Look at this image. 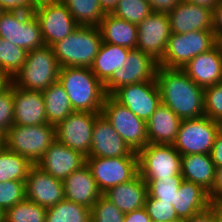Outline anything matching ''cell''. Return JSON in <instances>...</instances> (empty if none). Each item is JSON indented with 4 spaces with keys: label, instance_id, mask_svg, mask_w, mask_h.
<instances>
[{
    "label": "cell",
    "instance_id": "cell-17",
    "mask_svg": "<svg viewBox=\"0 0 222 222\" xmlns=\"http://www.w3.org/2000/svg\"><path fill=\"white\" fill-rule=\"evenodd\" d=\"M25 196L39 206L45 208L55 206L65 199L63 181L54 178L34 164L25 180Z\"/></svg>",
    "mask_w": 222,
    "mask_h": 222
},
{
    "label": "cell",
    "instance_id": "cell-28",
    "mask_svg": "<svg viewBox=\"0 0 222 222\" xmlns=\"http://www.w3.org/2000/svg\"><path fill=\"white\" fill-rule=\"evenodd\" d=\"M181 165V175L185 181L198 184L208 192L212 189L216 166L210 154L182 155Z\"/></svg>",
    "mask_w": 222,
    "mask_h": 222
},
{
    "label": "cell",
    "instance_id": "cell-3",
    "mask_svg": "<svg viewBox=\"0 0 222 222\" xmlns=\"http://www.w3.org/2000/svg\"><path fill=\"white\" fill-rule=\"evenodd\" d=\"M101 43L102 36L98 26L79 25L70 35L52 47L60 68H90Z\"/></svg>",
    "mask_w": 222,
    "mask_h": 222
},
{
    "label": "cell",
    "instance_id": "cell-9",
    "mask_svg": "<svg viewBox=\"0 0 222 222\" xmlns=\"http://www.w3.org/2000/svg\"><path fill=\"white\" fill-rule=\"evenodd\" d=\"M130 149L138 153L148 144L146 122L107 95L101 112Z\"/></svg>",
    "mask_w": 222,
    "mask_h": 222
},
{
    "label": "cell",
    "instance_id": "cell-13",
    "mask_svg": "<svg viewBox=\"0 0 222 222\" xmlns=\"http://www.w3.org/2000/svg\"><path fill=\"white\" fill-rule=\"evenodd\" d=\"M111 96L145 122L161 104L156 78L152 81L121 86Z\"/></svg>",
    "mask_w": 222,
    "mask_h": 222
},
{
    "label": "cell",
    "instance_id": "cell-36",
    "mask_svg": "<svg viewBox=\"0 0 222 222\" xmlns=\"http://www.w3.org/2000/svg\"><path fill=\"white\" fill-rule=\"evenodd\" d=\"M152 12L153 10L147 0H119L111 13L138 25Z\"/></svg>",
    "mask_w": 222,
    "mask_h": 222
},
{
    "label": "cell",
    "instance_id": "cell-7",
    "mask_svg": "<svg viewBox=\"0 0 222 222\" xmlns=\"http://www.w3.org/2000/svg\"><path fill=\"white\" fill-rule=\"evenodd\" d=\"M0 37L27 52L45 46L33 12L5 10L0 16Z\"/></svg>",
    "mask_w": 222,
    "mask_h": 222
},
{
    "label": "cell",
    "instance_id": "cell-18",
    "mask_svg": "<svg viewBox=\"0 0 222 222\" xmlns=\"http://www.w3.org/2000/svg\"><path fill=\"white\" fill-rule=\"evenodd\" d=\"M120 156H138V154L130 149L111 123L102 113H99L93 125L88 157L114 158Z\"/></svg>",
    "mask_w": 222,
    "mask_h": 222
},
{
    "label": "cell",
    "instance_id": "cell-37",
    "mask_svg": "<svg viewBox=\"0 0 222 222\" xmlns=\"http://www.w3.org/2000/svg\"><path fill=\"white\" fill-rule=\"evenodd\" d=\"M183 180L182 175L173 176V178L144 179L149 197L171 203Z\"/></svg>",
    "mask_w": 222,
    "mask_h": 222
},
{
    "label": "cell",
    "instance_id": "cell-47",
    "mask_svg": "<svg viewBox=\"0 0 222 222\" xmlns=\"http://www.w3.org/2000/svg\"><path fill=\"white\" fill-rule=\"evenodd\" d=\"M124 222H151V219L146 209L141 208L125 214Z\"/></svg>",
    "mask_w": 222,
    "mask_h": 222
},
{
    "label": "cell",
    "instance_id": "cell-30",
    "mask_svg": "<svg viewBox=\"0 0 222 222\" xmlns=\"http://www.w3.org/2000/svg\"><path fill=\"white\" fill-rule=\"evenodd\" d=\"M42 94L49 124L57 126L74 112L64 87L58 81L43 90Z\"/></svg>",
    "mask_w": 222,
    "mask_h": 222
},
{
    "label": "cell",
    "instance_id": "cell-22",
    "mask_svg": "<svg viewBox=\"0 0 222 222\" xmlns=\"http://www.w3.org/2000/svg\"><path fill=\"white\" fill-rule=\"evenodd\" d=\"M63 185L65 200L75 202L90 209L103 195L99 191L91 170L87 165H84L79 170L73 171L63 181Z\"/></svg>",
    "mask_w": 222,
    "mask_h": 222
},
{
    "label": "cell",
    "instance_id": "cell-12",
    "mask_svg": "<svg viewBox=\"0 0 222 222\" xmlns=\"http://www.w3.org/2000/svg\"><path fill=\"white\" fill-rule=\"evenodd\" d=\"M33 13L40 24L46 46L52 47L79 26L62 0L38 4Z\"/></svg>",
    "mask_w": 222,
    "mask_h": 222
},
{
    "label": "cell",
    "instance_id": "cell-32",
    "mask_svg": "<svg viewBox=\"0 0 222 222\" xmlns=\"http://www.w3.org/2000/svg\"><path fill=\"white\" fill-rule=\"evenodd\" d=\"M78 25L98 26L105 15L98 0H62Z\"/></svg>",
    "mask_w": 222,
    "mask_h": 222
},
{
    "label": "cell",
    "instance_id": "cell-41",
    "mask_svg": "<svg viewBox=\"0 0 222 222\" xmlns=\"http://www.w3.org/2000/svg\"><path fill=\"white\" fill-rule=\"evenodd\" d=\"M26 198L25 181L0 182V208L4 211Z\"/></svg>",
    "mask_w": 222,
    "mask_h": 222
},
{
    "label": "cell",
    "instance_id": "cell-42",
    "mask_svg": "<svg viewBox=\"0 0 222 222\" xmlns=\"http://www.w3.org/2000/svg\"><path fill=\"white\" fill-rule=\"evenodd\" d=\"M205 116L222 121V82L204 88Z\"/></svg>",
    "mask_w": 222,
    "mask_h": 222
},
{
    "label": "cell",
    "instance_id": "cell-33",
    "mask_svg": "<svg viewBox=\"0 0 222 222\" xmlns=\"http://www.w3.org/2000/svg\"><path fill=\"white\" fill-rule=\"evenodd\" d=\"M45 222H91V209L64 199L47 208Z\"/></svg>",
    "mask_w": 222,
    "mask_h": 222
},
{
    "label": "cell",
    "instance_id": "cell-20",
    "mask_svg": "<svg viewBox=\"0 0 222 222\" xmlns=\"http://www.w3.org/2000/svg\"><path fill=\"white\" fill-rule=\"evenodd\" d=\"M167 15L171 33L185 34L193 31H212L213 28V12L187 1H181Z\"/></svg>",
    "mask_w": 222,
    "mask_h": 222
},
{
    "label": "cell",
    "instance_id": "cell-50",
    "mask_svg": "<svg viewBox=\"0 0 222 222\" xmlns=\"http://www.w3.org/2000/svg\"><path fill=\"white\" fill-rule=\"evenodd\" d=\"M182 1L194 3L195 5L205 7L213 12L215 7L220 3L221 0H182Z\"/></svg>",
    "mask_w": 222,
    "mask_h": 222
},
{
    "label": "cell",
    "instance_id": "cell-45",
    "mask_svg": "<svg viewBox=\"0 0 222 222\" xmlns=\"http://www.w3.org/2000/svg\"><path fill=\"white\" fill-rule=\"evenodd\" d=\"M153 12L168 13L172 11L182 0H147Z\"/></svg>",
    "mask_w": 222,
    "mask_h": 222
},
{
    "label": "cell",
    "instance_id": "cell-38",
    "mask_svg": "<svg viewBox=\"0 0 222 222\" xmlns=\"http://www.w3.org/2000/svg\"><path fill=\"white\" fill-rule=\"evenodd\" d=\"M144 208L151 221L154 222H182L171 202L162 201L147 195Z\"/></svg>",
    "mask_w": 222,
    "mask_h": 222
},
{
    "label": "cell",
    "instance_id": "cell-15",
    "mask_svg": "<svg viewBox=\"0 0 222 222\" xmlns=\"http://www.w3.org/2000/svg\"><path fill=\"white\" fill-rule=\"evenodd\" d=\"M99 113L74 111L56 126V139L63 145L88 157L93 125Z\"/></svg>",
    "mask_w": 222,
    "mask_h": 222
},
{
    "label": "cell",
    "instance_id": "cell-21",
    "mask_svg": "<svg viewBox=\"0 0 222 222\" xmlns=\"http://www.w3.org/2000/svg\"><path fill=\"white\" fill-rule=\"evenodd\" d=\"M13 102V124L34 126L48 123L41 91L25 90L14 85Z\"/></svg>",
    "mask_w": 222,
    "mask_h": 222
},
{
    "label": "cell",
    "instance_id": "cell-4",
    "mask_svg": "<svg viewBox=\"0 0 222 222\" xmlns=\"http://www.w3.org/2000/svg\"><path fill=\"white\" fill-rule=\"evenodd\" d=\"M59 70L53 47L45 45L27 52L25 63L11 82L25 90L42 92L58 81Z\"/></svg>",
    "mask_w": 222,
    "mask_h": 222
},
{
    "label": "cell",
    "instance_id": "cell-51",
    "mask_svg": "<svg viewBox=\"0 0 222 222\" xmlns=\"http://www.w3.org/2000/svg\"><path fill=\"white\" fill-rule=\"evenodd\" d=\"M105 13H111L119 0H98Z\"/></svg>",
    "mask_w": 222,
    "mask_h": 222
},
{
    "label": "cell",
    "instance_id": "cell-10",
    "mask_svg": "<svg viewBox=\"0 0 222 222\" xmlns=\"http://www.w3.org/2000/svg\"><path fill=\"white\" fill-rule=\"evenodd\" d=\"M139 175L143 179L181 175V154L174 145L148 143L138 153Z\"/></svg>",
    "mask_w": 222,
    "mask_h": 222
},
{
    "label": "cell",
    "instance_id": "cell-54",
    "mask_svg": "<svg viewBox=\"0 0 222 222\" xmlns=\"http://www.w3.org/2000/svg\"><path fill=\"white\" fill-rule=\"evenodd\" d=\"M10 80L0 73V92L9 84Z\"/></svg>",
    "mask_w": 222,
    "mask_h": 222
},
{
    "label": "cell",
    "instance_id": "cell-14",
    "mask_svg": "<svg viewBox=\"0 0 222 222\" xmlns=\"http://www.w3.org/2000/svg\"><path fill=\"white\" fill-rule=\"evenodd\" d=\"M158 62L139 49H131L126 62L117 69L104 84L107 95H112L118 88L139 82L152 81L156 78Z\"/></svg>",
    "mask_w": 222,
    "mask_h": 222
},
{
    "label": "cell",
    "instance_id": "cell-34",
    "mask_svg": "<svg viewBox=\"0 0 222 222\" xmlns=\"http://www.w3.org/2000/svg\"><path fill=\"white\" fill-rule=\"evenodd\" d=\"M27 51L0 37V73L10 81L25 63Z\"/></svg>",
    "mask_w": 222,
    "mask_h": 222
},
{
    "label": "cell",
    "instance_id": "cell-27",
    "mask_svg": "<svg viewBox=\"0 0 222 222\" xmlns=\"http://www.w3.org/2000/svg\"><path fill=\"white\" fill-rule=\"evenodd\" d=\"M98 27L102 42L136 49L138 39V26L136 24L116 17L112 13H105Z\"/></svg>",
    "mask_w": 222,
    "mask_h": 222
},
{
    "label": "cell",
    "instance_id": "cell-40",
    "mask_svg": "<svg viewBox=\"0 0 222 222\" xmlns=\"http://www.w3.org/2000/svg\"><path fill=\"white\" fill-rule=\"evenodd\" d=\"M14 84H9L0 92V136L5 137L14 121Z\"/></svg>",
    "mask_w": 222,
    "mask_h": 222
},
{
    "label": "cell",
    "instance_id": "cell-19",
    "mask_svg": "<svg viewBox=\"0 0 222 222\" xmlns=\"http://www.w3.org/2000/svg\"><path fill=\"white\" fill-rule=\"evenodd\" d=\"M36 165L54 178L64 181L73 171L86 165V156L55 139Z\"/></svg>",
    "mask_w": 222,
    "mask_h": 222
},
{
    "label": "cell",
    "instance_id": "cell-1",
    "mask_svg": "<svg viewBox=\"0 0 222 222\" xmlns=\"http://www.w3.org/2000/svg\"><path fill=\"white\" fill-rule=\"evenodd\" d=\"M156 81L161 103L168 106L181 120L205 116L204 88L195 84L182 69L158 65Z\"/></svg>",
    "mask_w": 222,
    "mask_h": 222
},
{
    "label": "cell",
    "instance_id": "cell-8",
    "mask_svg": "<svg viewBox=\"0 0 222 222\" xmlns=\"http://www.w3.org/2000/svg\"><path fill=\"white\" fill-rule=\"evenodd\" d=\"M220 129V122L207 116L181 120L173 145L181 155L211 154Z\"/></svg>",
    "mask_w": 222,
    "mask_h": 222
},
{
    "label": "cell",
    "instance_id": "cell-57",
    "mask_svg": "<svg viewBox=\"0 0 222 222\" xmlns=\"http://www.w3.org/2000/svg\"><path fill=\"white\" fill-rule=\"evenodd\" d=\"M5 10L1 7V4H0V16L1 14L4 12Z\"/></svg>",
    "mask_w": 222,
    "mask_h": 222
},
{
    "label": "cell",
    "instance_id": "cell-39",
    "mask_svg": "<svg viewBox=\"0 0 222 222\" xmlns=\"http://www.w3.org/2000/svg\"><path fill=\"white\" fill-rule=\"evenodd\" d=\"M125 214L102 195L91 208V222H124Z\"/></svg>",
    "mask_w": 222,
    "mask_h": 222
},
{
    "label": "cell",
    "instance_id": "cell-49",
    "mask_svg": "<svg viewBox=\"0 0 222 222\" xmlns=\"http://www.w3.org/2000/svg\"><path fill=\"white\" fill-rule=\"evenodd\" d=\"M212 31H222V0L213 11Z\"/></svg>",
    "mask_w": 222,
    "mask_h": 222
},
{
    "label": "cell",
    "instance_id": "cell-2",
    "mask_svg": "<svg viewBox=\"0 0 222 222\" xmlns=\"http://www.w3.org/2000/svg\"><path fill=\"white\" fill-rule=\"evenodd\" d=\"M58 82L64 87L74 111L102 112L107 94L91 68L62 67Z\"/></svg>",
    "mask_w": 222,
    "mask_h": 222
},
{
    "label": "cell",
    "instance_id": "cell-56",
    "mask_svg": "<svg viewBox=\"0 0 222 222\" xmlns=\"http://www.w3.org/2000/svg\"><path fill=\"white\" fill-rule=\"evenodd\" d=\"M5 211L0 208V222H4Z\"/></svg>",
    "mask_w": 222,
    "mask_h": 222
},
{
    "label": "cell",
    "instance_id": "cell-24",
    "mask_svg": "<svg viewBox=\"0 0 222 222\" xmlns=\"http://www.w3.org/2000/svg\"><path fill=\"white\" fill-rule=\"evenodd\" d=\"M181 119L166 105L161 103L146 121L148 143L173 145Z\"/></svg>",
    "mask_w": 222,
    "mask_h": 222
},
{
    "label": "cell",
    "instance_id": "cell-6",
    "mask_svg": "<svg viewBox=\"0 0 222 222\" xmlns=\"http://www.w3.org/2000/svg\"><path fill=\"white\" fill-rule=\"evenodd\" d=\"M215 47L213 31H193L185 34L171 33L163 59L158 65L182 69L195 56Z\"/></svg>",
    "mask_w": 222,
    "mask_h": 222
},
{
    "label": "cell",
    "instance_id": "cell-58",
    "mask_svg": "<svg viewBox=\"0 0 222 222\" xmlns=\"http://www.w3.org/2000/svg\"><path fill=\"white\" fill-rule=\"evenodd\" d=\"M3 145V138L0 136V147Z\"/></svg>",
    "mask_w": 222,
    "mask_h": 222
},
{
    "label": "cell",
    "instance_id": "cell-52",
    "mask_svg": "<svg viewBox=\"0 0 222 222\" xmlns=\"http://www.w3.org/2000/svg\"><path fill=\"white\" fill-rule=\"evenodd\" d=\"M210 208L214 212V216L217 222H222V202H215L210 204Z\"/></svg>",
    "mask_w": 222,
    "mask_h": 222
},
{
    "label": "cell",
    "instance_id": "cell-31",
    "mask_svg": "<svg viewBox=\"0 0 222 222\" xmlns=\"http://www.w3.org/2000/svg\"><path fill=\"white\" fill-rule=\"evenodd\" d=\"M33 165L28 158L0 147V182L25 181Z\"/></svg>",
    "mask_w": 222,
    "mask_h": 222
},
{
    "label": "cell",
    "instance_id": "cell-35",
    "mask_svg": "<svg viewBox=\"0 0 222 222\" xmlns=\"http://www.w3.org/2000/svg\"><path fill=\"white\" fill-rule=\"evenodd\" d=\"M47 208L25 198L5 211V222H45Z\"/></svg>",
    "mask_w": 222,
    "mask_h": 222
},
{
    "label": "cell",
    "instance_id": "cell-26",
    "mask_svg": "<svg viewBox=\"0 0 222 222\" xmlns=\"http://www.w3.org/2000/svg\"><path fill=\"white\" fill-rule=\"evenodd\" d=\"M172 204L176 210L177 217L183 221L205 211L210 207L211 202L208 191L202 186L183 180L179 190L176 191V197Z\"/></svg>",
    "mask_w": 222,
    "mask_h": 222
},
{
    "label": "cell",
    "instance_id": "cell-48",
    "mask_svg": "<svg viewBox=\"0 0 222 222\" xmlns=\"http://www.w3.org/2000/svg\"><path fill=\"white\" fill-rule=\"evenodd\" d=\"M182 222H217L213 210L209 207L205 211L193 215Z\"/></svg>",
    "mask_w": 222,
    "mask_h": 222
},
{
    "label": "cell",
    "instance_id": "cell-23",
    "mask_svg": "<svg viewBox=\"0 0 222 222\" xmlns=\"http://www.w3.org/2000/svg\"><path fill=\"white\" fill-rule=\"evenodd\" d=\"M182 70L197 85L205 88L222 82V55L214 47L189 61Z\"/></svg>",
    "mask_w": 222,
    "mask_h": 222
},
{
    "label": "cell",
    "instance_id": "cell-5",
    "mask_svg": "<svg viewBox=\"0 0 222 222\" xmlns=\"http://www.w3.org/2000/svg\"><path fill=\"white\" fill-rule=\"evenodd\" d=\"M55 139L56 126L49 123L34 126L13 124L3 138V145L36 164Z\"/></svg>",
    "mask_w": 222,
    "mask_h": 222
},
{
    "label": "cell",
    "instance_id": "cell-29",
    "mask_svg": "<svg viewBox=\"0 0 222 222\" xmlns=\"http://www.w3.org/2000/svg\"><path fill=\"white\" fill-rule=\"evenodd\" d=\"M130 50L123 46L101 43L98 54L90 68L103 85L111 78L115 70L123 67Z\"/></svg>",
    "mask_w": 222,
    "mask_h": 222
},
{
    "label": "cell",
    "instance_id": "cell-46",
    "mask_svg": "<svg viewBox=\"0 0 222 222\" xmlns=\"http://www.w3.org/2000/svg\"><path fill=\"white\" fill-rule=\"evenodd\" d=\"M210 155L216 168L222 166V129H220L215 138V142Z\"/></svg>",
    "mask_w": 222,
    "mask_h": 222
},
{
    "label": "cell",
    "instance_id": "cell-55",
    "mask_svg": "<svg viewBox=\"0 0 222 222\" xmlns=\"http://www.w3.org/2000/svg\"><path fill=\"white\" fill-rule=\"evenodd\" d=\"M57 1H61V0H33L35 5L48 3V2H57Z\"/></svg>",
    "mask_w": 222,
    "mask_h": 222
},
{
    "label": "cell",
    "instance_id": "cell-53",
    "mask_svg": "<svg viewBox=\"0 0 222 222\" xmlns=\"http://www.w3.org/2000/svg\"><path fill=\"white\" fill-rule=\"evenodd\" d=\"M215 48L222 55V31H213Z\"/></svg>",
    "mask_w": 222,
    "mask_h": 222
},
{
    "label": "cell",
    "instance_id": "cell-25",
    "mask_svg": "<svg viewBox=\"0 0 222 222\" xmlns=\"http://www.w3.org/2000/svg\"><path fill=\"white\" fill-rule=\"evenodd\" d=\"M124 214L144 208L147 198V185L138 174L131 181H127L110 188L103 194Z\"/></svg>",
    "mask_w": 222,
    "mask_h": 222
},
{
    "label": "cell",
    "instance_id": "cell-43",
    "mask_svg": "<svg viewBox=\"0 0 222 222\" xmlns=\"http://www.w3.org/2000/svg\"><path fill=\"white\" fill-rule=\"evenodd\" d=\"M4 10L33 12L36 5L33 0H0Z\"/></svg>",
    "mask_w": 222,
    "mask_h": 222
},
{
    "label": "cell",
    "instance_id": "cell-16",
    "mask_svg": "<svg viewBox=\"0 0 222 222\" xmlns=\"http://www.w3.org/2000/svg\"><path fill=\"white\" fill-rule=\"evenodd\" d=\"M136 49L151 56L158 63L163 59L171 27L167 13L152 12L138 25Z\"/></svg>",
    "mask_w": 222,
    "mask_h": 222
},
{
    "label": "cell",
    "instance_id": "cell-44",
    "mask_svg": "<svg viewBox=\"0 0 222 222\" xmlns=\"http://www.w3.org/2000/svg\"><path fill=\"white\" fill-rule=\"evenodd\" d=\"M208 194L211 203L222 202V166L216 168L215 181Z\"/></svg>",
    "mask_w": 222,
    "mask_h": 222
},
{
    "label": "cell",
    "instance_id": "cell-11",
    "mask_svg": "<svg viewBox=\"0 0 222 222\" xmlns=\"http://www.w3.org/2000/svg\"><path fill=\"white\" fill-rule=\"evenodd\" d=\"M86 165L102 194L116 185L131 181L139 174L138 156L86 157Z\"/></svg>",
    "mask_w": 222,
    "mask_h": 222
}]
</instances>
